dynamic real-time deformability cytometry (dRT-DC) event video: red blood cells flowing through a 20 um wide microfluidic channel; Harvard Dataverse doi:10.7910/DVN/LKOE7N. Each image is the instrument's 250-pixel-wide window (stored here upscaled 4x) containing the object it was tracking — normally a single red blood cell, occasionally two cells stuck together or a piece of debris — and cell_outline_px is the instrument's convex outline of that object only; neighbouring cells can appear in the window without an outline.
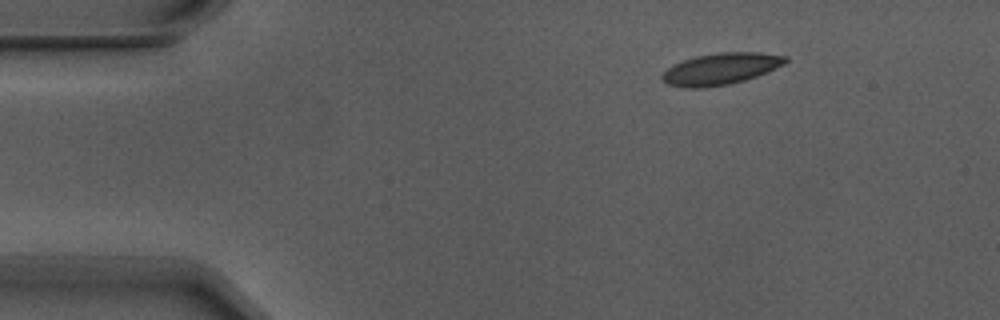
{"species": "Egyptian fruit bat (a non-hibernating species)", "species_latin": "Rousettus aegyptiacus", "temperature_condition": "warm", "stored_images_in_passage": 4, "camera_frame_rate_fps": 3000, "um_per_image_px": 0.085, "animal": {"sex": "male"}, "frame": {"image": 1, "passage_image": 1, "time_ms": 0.0, "image_size_px": [1000, 320], "cell_outline_px": [[788, 60], [784, 64], [756, 76], [744, 80], [728, 84], [700, 88], [688, 88], [668, 84], [660, 76], [672, 64], [696, 56], [720, 52], [760, 52], [788, 56]], "centroid_in_image_um": [61.27, 5.84], "position_along_channel_um": 23.7, "area_um2": 22.48}}
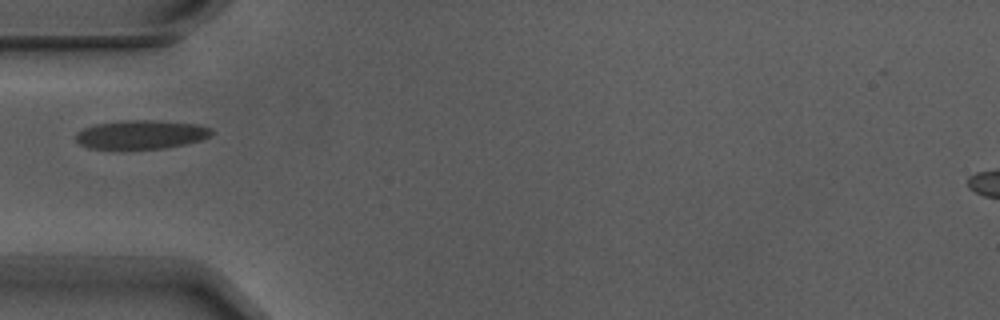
{"frame": {"image": 2, "passage_image": 4, "time_ms": 1.0, "image_size_px": [1000, 320], "cell_outline_px": [[212, 132], [208, 136], [200, 140], [184, 144], [164, 148], [88, 148], [80, 144], [76, 140], [76, 132], [84, 128], [96, 124], [124, 120], [148, 120], [196, 124], [212, 128]], "centroid_in_image_um": [11.96, 11.43], "position_along_channel_um": 73.0, "area_um2": 22.37}}